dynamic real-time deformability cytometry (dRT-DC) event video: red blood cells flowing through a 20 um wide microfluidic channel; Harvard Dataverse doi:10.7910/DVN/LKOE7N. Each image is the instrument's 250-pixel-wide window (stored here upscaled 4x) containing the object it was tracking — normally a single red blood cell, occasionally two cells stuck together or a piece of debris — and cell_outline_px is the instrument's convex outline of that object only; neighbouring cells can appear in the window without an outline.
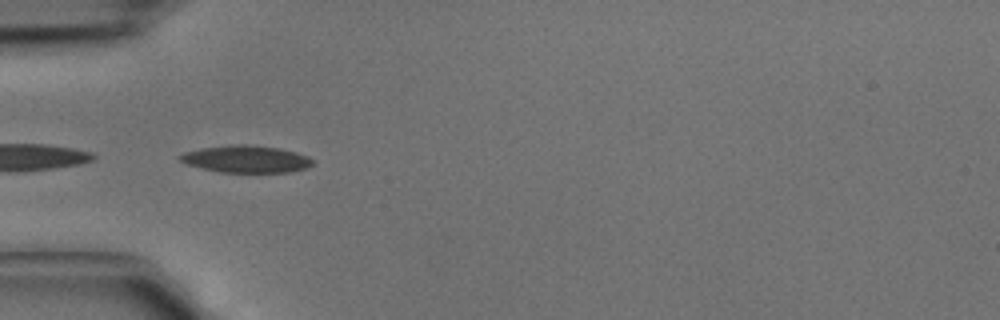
{"species": "common noctule bat (a hibernating species)", "species_latin": "Nyctalus noctula", "temperature_condition": "cold", "stored_images_in_passage": 12, "camera_frame_rate_fps": 3000, "um_per_image_px": 0.085, "animal": {"sex": "male", "body_mass_g": 15.6}, "frame": {"image": 1, "passage_image": 9, "time_ms": 2.667, "image_size_px": [1000, 320], "cell_outline_px": [[312, 164], [304, 168], [288, 172], [220, 172], [184, 164], [176, 156], [184, 152], [200, 148], [232, 144], [244, 144], [280, 148], [296, 152], [308, 156], [312, 160]], "centroid_in_image_um": [20.85, 13.51], "position_along_channel_um": 64.1, "area_um2": 20.98}}